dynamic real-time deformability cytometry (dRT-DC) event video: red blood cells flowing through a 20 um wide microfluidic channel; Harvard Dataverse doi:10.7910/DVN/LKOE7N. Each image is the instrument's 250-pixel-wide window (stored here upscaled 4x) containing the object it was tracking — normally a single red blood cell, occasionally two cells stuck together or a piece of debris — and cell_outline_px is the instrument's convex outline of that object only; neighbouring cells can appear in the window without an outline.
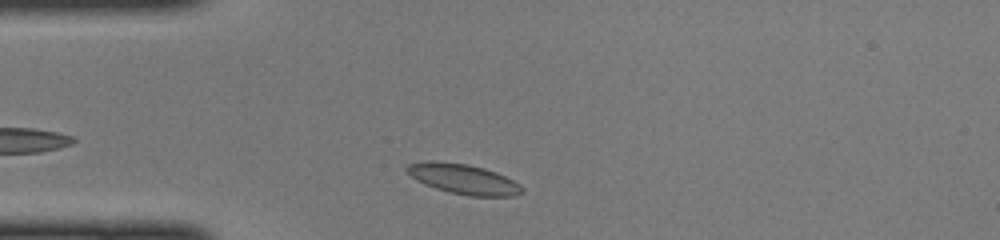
{"species": "common noctule bat (a hibernating species)", "species_latin": "Nyctalus noctula", "temperature_condition": "cold", "stored_images_in_passage": 30, "camera_frame_rate_fps": 3000, "um_per_image_px": 0.085, "animal": {"sex": "female", "body_mass_g": 22.0, "forearm_length_mm": 56.7}, "frame": {"image": 1, "passage_image": 2, "time_ms": 0.333, "image_size_px": [1000, 240], "cell_outline_px": [[524, 192], [516, 196], [468, 196], [448, 192], [424, 184], [416, 180], [404, 168], [408, 164], [432, 160], [468, 164], [484, 168], [496, 172], [520, 184], [524, 188]], "centroid_in_image_um": [39.4, 15.22], "position_along_channel_um": 45.6, "area_um2": 20.23}}
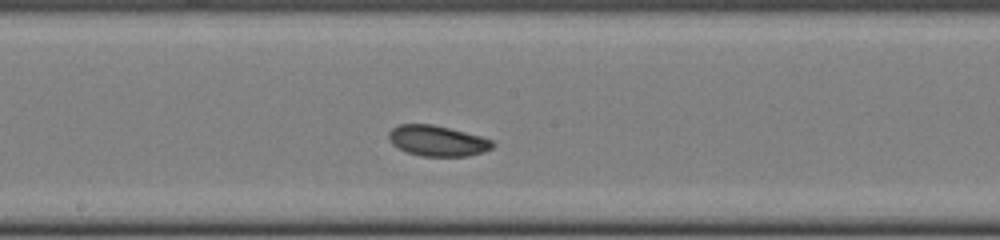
{"frame": {"image": 2, "passage_image": 15, "time_ms": 4.667, "image_size_px": [1000, 240], "cell_outline_px": [[496, 144], [492, 148], [484, 152], [468, 156], [420, 156], [408, 152], [392, 144], [388, 140], [388, 132], [392, 128], [400, 124], [432, 124], [480, 136], [492, 140]], "centroid_in_image_um": [37.18, 11.97], "position_along_channel_um": 211.0, "area_um2": 18.5}}
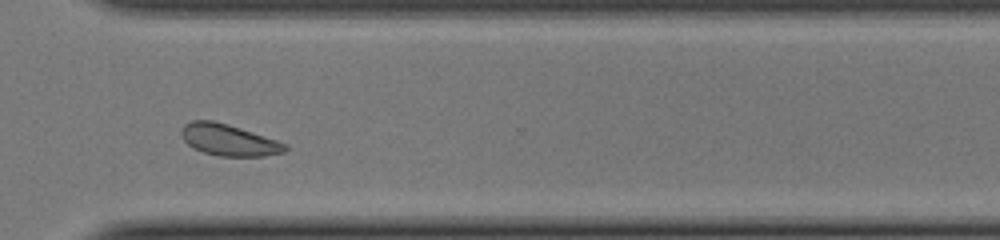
{"frame": {"image": 3, "passage_image": 25, "time_ms": 8.0, "image_size_px": [1000, 240], "cell_outline_px": [[288, 148], [284, 152], [264, 156], [220, 156], [204, 152], [192, 148], [184, 140], [180, 132], [180, 128], [184, 124], [192, 120], [212, 120], [228, 124], [288, 144]], "centroid_in_image_um": [19.41, 11.89], "position_along_channel_um": 351.2, "area_um2": 19.02}}